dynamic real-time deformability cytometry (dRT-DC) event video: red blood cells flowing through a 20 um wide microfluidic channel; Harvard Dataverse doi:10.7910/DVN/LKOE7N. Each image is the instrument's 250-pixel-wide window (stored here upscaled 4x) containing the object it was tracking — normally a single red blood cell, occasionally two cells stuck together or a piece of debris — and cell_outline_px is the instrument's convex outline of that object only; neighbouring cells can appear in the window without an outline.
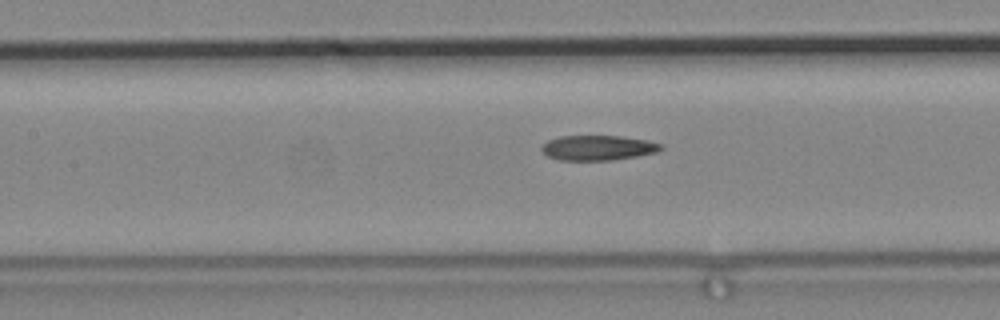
{"species": "common noctule bat (a hibernating species)", "species_latin": "Nyctalus noctula", "temperature_condition": "cold", "stored_images_in_passage": 7, "segment_of_instrument_passage": [2, 2], "camera_frame_rate_fps": 3000, "um_per_image_px": 0.085, "animal": {"sex": "male", "body_mass_g": 19.2, "forearm_length_mm": 51.8}, "frame": {"image": 1, "passage_image": 7, "time_ms": 2.0, "image_size_px": [1000, 320], "cell_outline_px": [[664, 148], [656, 152], [636, 156], [612, 160], [560, 160], [548, 156], [540, 148], [548, 140], [560, 136], [620, 136], [648, 140], [664, 144]], "centroid_in_image_um": [50.86, 12.56], "position_along_channel_um": 156.5, "area_um2": 17.34}}